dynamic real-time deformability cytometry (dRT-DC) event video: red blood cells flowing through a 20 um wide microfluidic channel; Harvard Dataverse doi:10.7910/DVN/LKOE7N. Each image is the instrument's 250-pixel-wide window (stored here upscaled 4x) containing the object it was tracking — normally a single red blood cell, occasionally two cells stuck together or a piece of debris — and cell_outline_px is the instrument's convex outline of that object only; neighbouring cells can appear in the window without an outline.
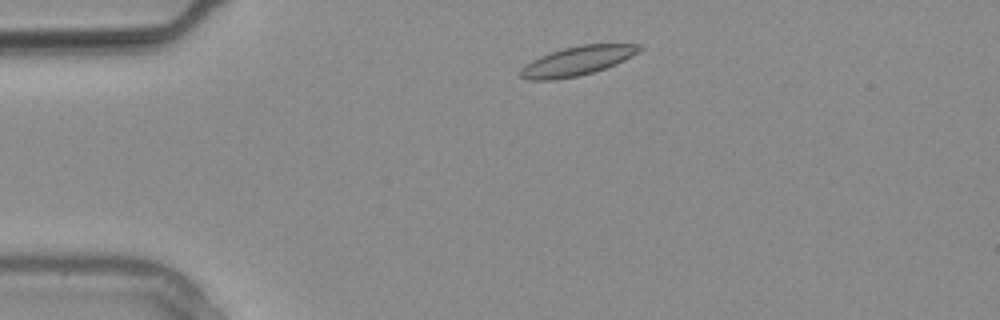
{"species": "common noctule bat (a hibernating species)", "species_latin": "Nyctalus noctula", "temperature_condition": "warm", "stored_images_in_passage": 2, "camera_frame_rate_fps": 3000, "um_per_image_px": 0.085, "animal": {"sex": "male", "body_mass_g": 20.4}, "frame": {"image": 1, "passage_image": 2, "time_ms": 0.333, "image_size_px": [1000, 320], "cell_outline_px": [[644, 48], [640, 52], [616, 64], [592, 72], [576, 76], [556, 80], [528, 80], [520, 76], [520, 68], [524, 64], [540, 56], [564, 48], [580, 44], [640, 44]], "centroid_in_image_um": [49.07, 5.17], "position_along_channel_um": 35.9, "area_um2": 20.23}}